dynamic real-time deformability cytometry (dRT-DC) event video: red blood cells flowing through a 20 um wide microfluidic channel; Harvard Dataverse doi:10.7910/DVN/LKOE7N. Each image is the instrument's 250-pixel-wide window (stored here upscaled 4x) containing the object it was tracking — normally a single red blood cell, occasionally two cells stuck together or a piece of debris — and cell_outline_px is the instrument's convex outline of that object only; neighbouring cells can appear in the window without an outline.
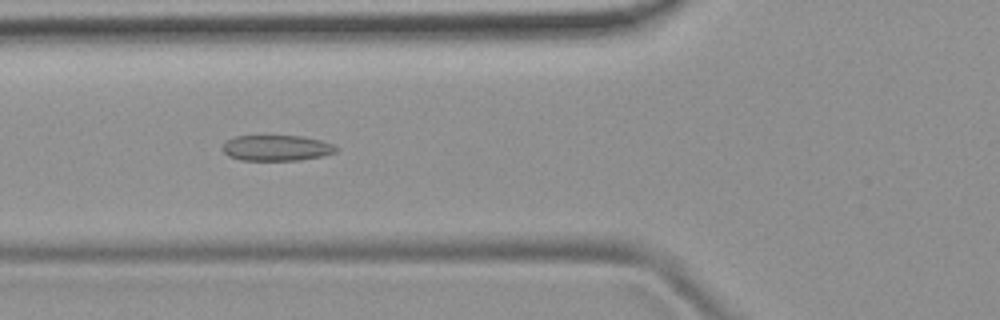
{"species": "common noctule bat (a hibernating species)", "species_latin": "Nyctalus noctula", "temperature_condition": "room temperature", "stored_images_in_passage": 48, "camera_frame_rate_fps": 3000, "um_per_image_px": 0.085, "animal": {"sex": "female", "body_mass_g": 19.9}, "frame": {"image": 1, "passage_image": 15, "time_ms": 4.667, "image_size_px": [1000, 320], "cell_outline_px": [[340, 148], [336, 152], [324, 156], [300, 160], [240, 160], [228, 156], [220, 148], [228, 140], [236, 136], [304, 136], [320, 140], [332, 144]], "centroid_in_image_um": [23.53, 12.58], "position_along_channel_um": 102.3, "area_um2": 17.11}}
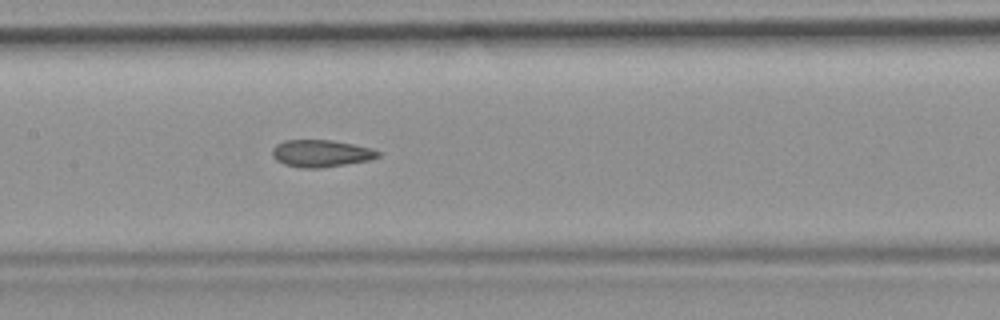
{"frame": {"image": 2, "passage_image": 21, "time_ms": 6.667, "image_size_px": [1000, 320], "cell_outline_px": [[380, 156], [368, 160], [320, 168], [300, 168], [284, 164], [276, 160], [272, 156], [272, 148], [276, 144], [284, 140], [332, 140], [372, 148], [380, 152]], "centroid_in_image_um": [27.25, 13.03], "position_along_channel_um": 180.2, "area_um2": 16.7}}
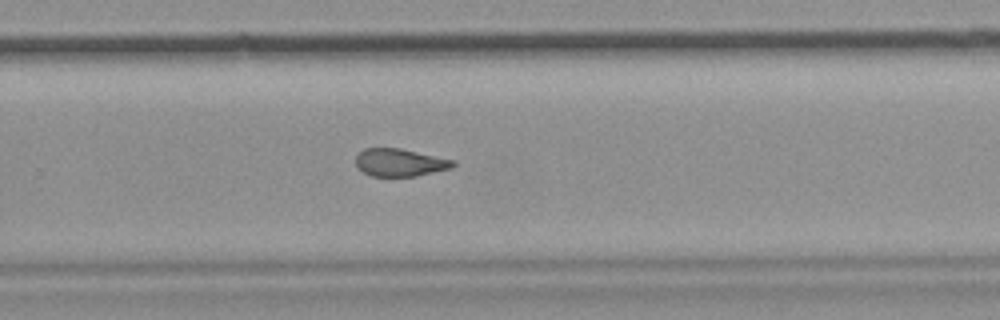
{"frame": {"image": 3, "passage_image": 30, "time_ms": 9.667, "image_size_px": [1000, 320], "cell_outline_px": [[456, 164], [452, 168], [416, 176], [372, 176], [356, 168], [356, 156], [364, 148], [400, 148], [456, 160]], "centroid_in_image_um": [34.0, 13.81], "position_along_channel_um": 295.8, "area_um2": 15.78}, "authors_computed_cell_mechanics": {"area_um2": 17.34, "velocity_mm_per_s": 3.8818, "shape_relaxation_time_tau1_ms": null, "shape_relaxation_time_tau2_ms": 3.195, "deformation_change_tau1": null, "deformation_change_tau2": 0.0959}}